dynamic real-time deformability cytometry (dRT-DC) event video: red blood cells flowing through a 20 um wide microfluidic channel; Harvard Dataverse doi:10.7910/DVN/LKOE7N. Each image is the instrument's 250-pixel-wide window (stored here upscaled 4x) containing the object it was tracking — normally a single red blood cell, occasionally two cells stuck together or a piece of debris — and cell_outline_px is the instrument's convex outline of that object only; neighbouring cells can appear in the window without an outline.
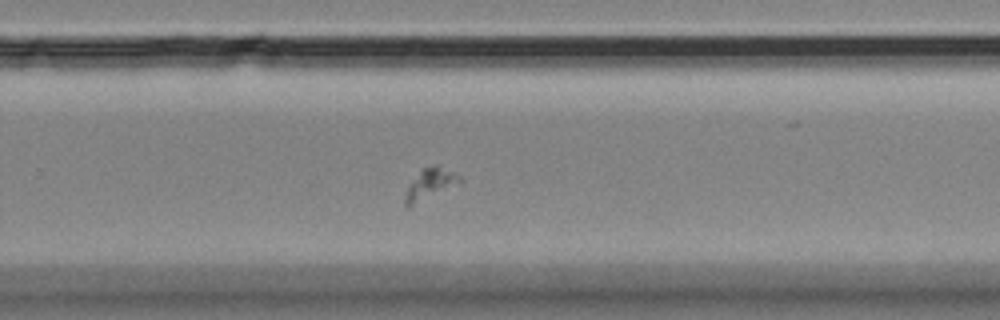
{"species": "Egyptian fruit bat (a non-hibernating species)", "species_latin": "Rousettus aegyptiacus", "temperature_condition": "room temperature", "stored_images_in_passage": 38, "camera_frame_rate_fps": 3000, "um_per_image_px": 0.085, "animal": {"sex": "female"}, "frame": {"image": 1, "passage_image": 27, "time_ms": 8.667, "image_size_px": [1000, 320], "cell_outline_px": [[464, 180], [460, 184], [408, 208], [404, 208], [404, 200], [408, 188], [420, 168], [436, 164], [456, 172]], "centroid_in_image_um": [36.6, 15.64], "position_along_channel_um": 293.2, "area_um2": 10.23}}